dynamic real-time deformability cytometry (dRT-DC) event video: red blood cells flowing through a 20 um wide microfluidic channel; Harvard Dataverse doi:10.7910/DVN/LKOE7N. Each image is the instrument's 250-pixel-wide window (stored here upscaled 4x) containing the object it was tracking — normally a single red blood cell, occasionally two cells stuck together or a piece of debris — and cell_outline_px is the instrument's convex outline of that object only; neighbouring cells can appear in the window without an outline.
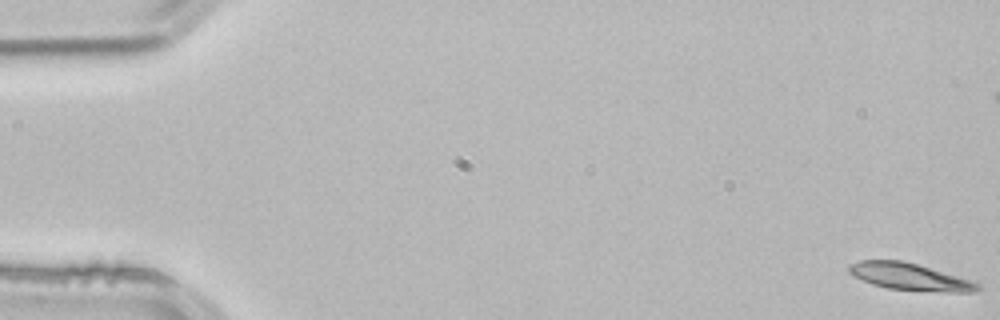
{"species": "common noctule bat (a hibernating species)", "species_latin": "Nyctalus noctula", "temperature_condition": "room temperature", "stored_images_in_passage": 5, "camera_frame_rate_fps": 3000, "um_per_image_px": 0.085, "animal": {"sex": "male", "body_mass_g": 21.5, "forearm_length_mm": 52.0}, "frame": {"image": 1, "passage_image": 1, "time_ms": 0.0, "image_size_px": [1000, 320], "cell_outline_px": [[980, 288], [976, 292], [948, 292], [888, 288], [872, 284], [852, 276], [848, 272], [848, 264], [860, 260], [900, 260], [916, 264], [972, 280], [980, 284]], "centroid_in_image_um": [77.3, 23.52], "position_along_channel_um": 7.7, "area_um2": 20.11}}